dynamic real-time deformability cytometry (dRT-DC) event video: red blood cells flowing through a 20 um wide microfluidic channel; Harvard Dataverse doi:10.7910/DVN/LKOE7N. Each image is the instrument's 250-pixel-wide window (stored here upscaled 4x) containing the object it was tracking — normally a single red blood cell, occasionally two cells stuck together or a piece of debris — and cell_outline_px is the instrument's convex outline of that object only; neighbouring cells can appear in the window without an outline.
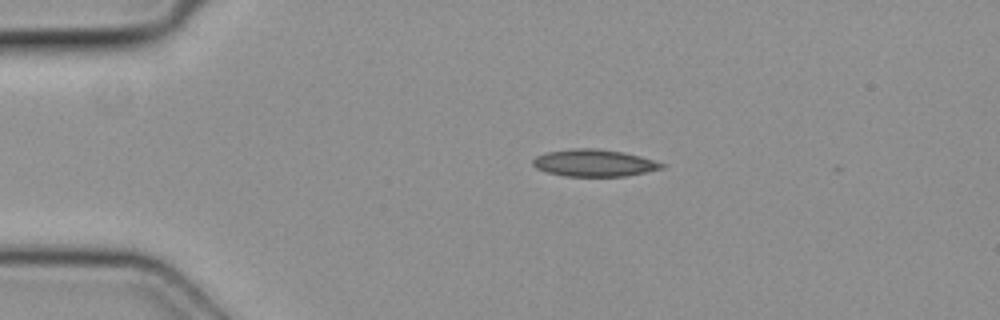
{"species": "common noctule bat (a hibernating species)", "species_latin": "Nyctalus noctula", "temperature_condition": "cold", "stored_images_in_passage": 3, "camera_frame_rate_fps": 3000, "um_per_image_px": 0.085, "animal": {"sex": "female", "body_mass_g": 19.3, "forearm_length_mm": 54.1}, "frame": {"image": 1, "passage_image": 2, "time_ms": 0.333, "image_size_px": [1000, 320], "cell_outline_px": [[664, 168], [624, 176], [568, 176], [548, 172], [536, 168], [532, 164], [532, 160], [536, 156], [548, 152], [572, 148], [596, 148], [624, 152], [640, 156], [664, 164]], "centroid_in_image_um": [50.48, 13.84], "position_along_channel_um": 34.5, "area_um2": 20.11}}